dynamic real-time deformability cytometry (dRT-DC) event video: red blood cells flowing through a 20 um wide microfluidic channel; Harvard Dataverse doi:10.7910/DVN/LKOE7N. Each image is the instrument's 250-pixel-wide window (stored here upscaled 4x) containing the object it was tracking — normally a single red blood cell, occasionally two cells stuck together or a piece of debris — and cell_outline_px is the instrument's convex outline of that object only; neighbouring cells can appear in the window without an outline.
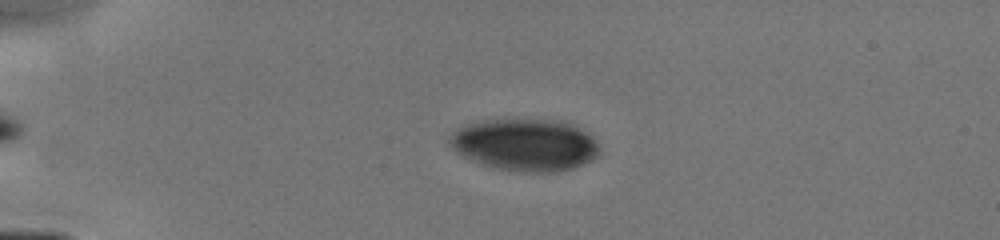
{"species": "human", "species_latin": "Homo sapiens", "temperature_condition": "cold", "stored_images_in_passage": 30, "camera_frame_rate_fps": 3000, "um_per_image_px": 0.085, "donor": {"sex": "male"}, "frame": {"image": 1, "passage_image": 14, "time_ms": 3.667, "image_size_px": [1000, 240], "cell_outline_px": [[600, 156], [592, 160], [572, 168], [556, 172], [520, 172], [496, 168], [472, 160], [456, 152], [452, 148], [448, 140], [452, 132], [464, 124], [484, 120], [560, 120], [572, 124], [588, 132], [592, 136], [600, 148]], "centroid_in_image_um": [44.65, 12.31], "position_along_channel_um": 40.3, "area_um2": 45.66}}
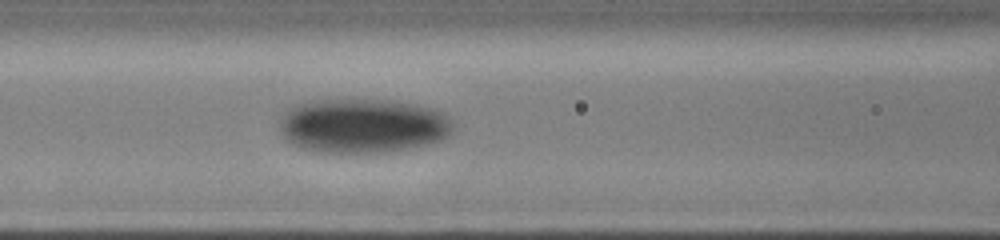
{"frame": {"image": 2, "passage_image": 25, "time_ms": 7.0, "image_size_px": [1000, 240], "cell_outline_px": [[452, 132], [448, 136], [440, 140], [408, 148], [388, 152], [316, 152], [300, 148], [284, 140], [280, 128], [280, 116], [284, 108], [296, 104], [328, 96], [348, 96], [396, 100], [416, 104], [432, 108], [444, 112], [452, 124]], "centroid_in_image_um": [30.74, 10.61], "position_along_channel_um": 135.9, "area_um2": 56.99}}
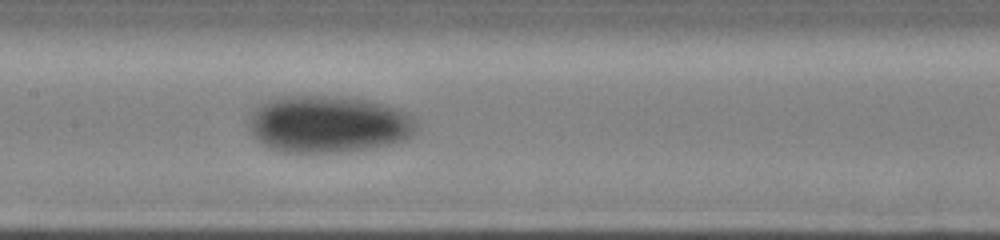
{"frame": {"image": 3, "passage_image": 28, "time_ms": 8.0, "image_size_px": [1000, 240], "cell_outline_px": [[416, 128], [404, 140], [388, 144], [340, 152], [280, 152], [268, 148], [248, 128], [248, 112], [260, 104], [268, 100], [280, 96], [344, 96], [368, 100], [384, 104], [408, 112], [412, 116], [416, 124]], "centroid_in_image_um": [27.84, 10.53], "position_along_channel_um": 179.6, "area_um2": 55.78}}